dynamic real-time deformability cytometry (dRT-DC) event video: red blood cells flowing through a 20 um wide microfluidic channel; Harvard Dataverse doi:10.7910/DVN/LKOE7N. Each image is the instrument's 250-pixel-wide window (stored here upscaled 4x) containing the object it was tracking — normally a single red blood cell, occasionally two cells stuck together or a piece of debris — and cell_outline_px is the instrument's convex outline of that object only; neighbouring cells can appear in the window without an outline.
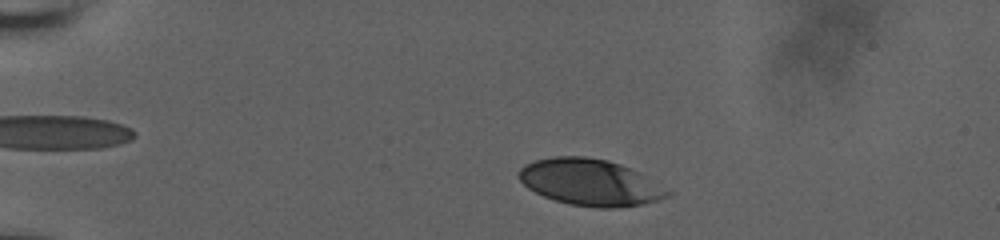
{"species": "human", "species_latin": "Homo sapiens", "temperature_condition": "room temperature", "stored_images_in_passage": 46, "camera_frame_rate_fps": 3000, "um_per_image_px": 0.085, "donor": {"sex": "male"}, "frame": {"image": 1, "passage_image": 7, "time_ms": 2.0, "image_size_px": [1000, 240], "cell_outline_px": [[672, 196], [644, 204], [616, 208], [600, 208], [568, 204], [544, 196], [528, 188], [516, 176], [516, 172], [524, 164], [536, 160], [552, 156], [584, 156], [608, 160], [620, 164], [640, 172], [672, 188]], "centroid_in_image_um": [50.24, 15.5], "position_along_channel_um": 34.8, "area_um2": 41.04}}
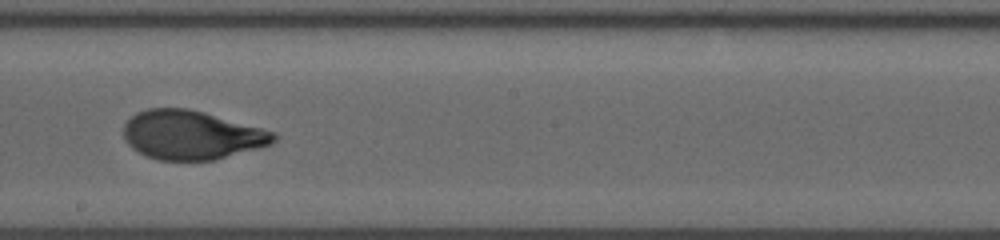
{"frame": {"image": 2, "passage_image": 29, "time_ms": 9.333, "image_size_px": [1000, 240], "cell_outline_px": [[276, 140], [272, 144], [216, 160], [156, 160], [132, 148], [124, 140], [124, 124], [136, 112], [148, 108], [188, 108], [204, 112], [276, 132]], "centroid_in_image_um": [16.28, 11.47], "position_along_channel_um": 231.9, "area_um2": 42.83}}
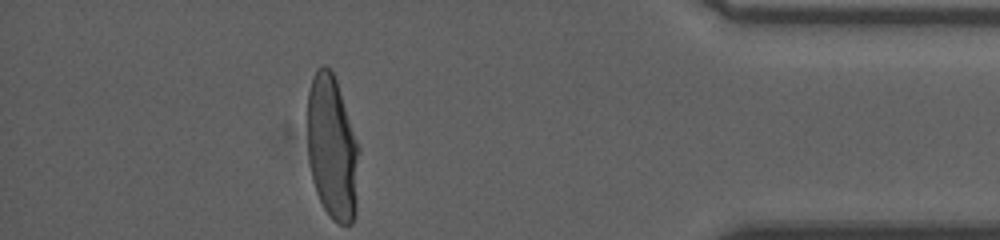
{"frame": {"image": 3, "passage_image": 46, "time_ms": 15.0, "image_size_px": [1000, 240], "cell_outline_px": [[360, 148], [356, 216], [352, 224], [340, 224], [332, 220], [324, 208], [316, 192], [312, 180], [308, 160], [308, 92], [312, 76], [316, 68], [320, 64], [324, 64], [332, 72], [336, 80]], "centroid_in_image_um": [28.25, 12.59], "position_along_channel_um": 407.0, "area_um2": 43.93}, "authors_computed_cell_mechanics": {"area_um2": 42.3674, "velocity_mm_per_s": 3.7209, "shape_relaxation_time_tau1_ms": 4.7282, "shape_relaxation_time_tau2_ms": null, "deformation_change_tau1": 0.2114, "deformation_change_tau2": null}}